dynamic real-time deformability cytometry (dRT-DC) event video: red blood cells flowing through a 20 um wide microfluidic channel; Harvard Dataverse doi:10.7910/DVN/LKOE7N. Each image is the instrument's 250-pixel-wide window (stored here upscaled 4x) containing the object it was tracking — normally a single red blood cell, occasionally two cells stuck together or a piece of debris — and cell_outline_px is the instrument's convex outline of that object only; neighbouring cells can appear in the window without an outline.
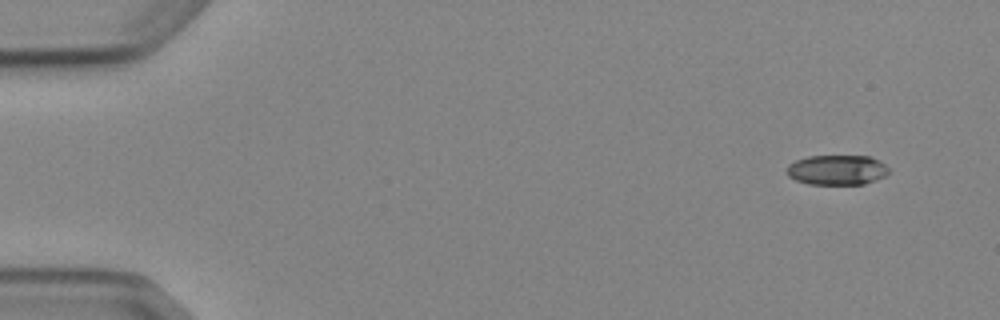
{"species": "Egyptian fruit bat (a non-hibernating species)", "species_latin": "Rousettus aegyptiacus", "temperature_condition": "cold", "stored_images_in_passage": 4, "camera_frame_rate_fps": 3000, "um_per_image_px": 0.085, "animal": {"sex": "female"}, "frame": {"image": 1, "passage_image": 1, "time_ms": 0.0, "image_size_px": [1000, 320], "cell_outline_px": [[888, 172], [884, 176], [876, 180], [864, 184], [808, 184], [796, 180], [788, 176], [784, 172], [788, 164], [796, 160], [808, 156], [872, 156], [880, 160], [888, 168]], "centroid_in_image_um": [71.12, 14.44], "position_along_channel_um": 13.9, "area_um2": 17.98}}
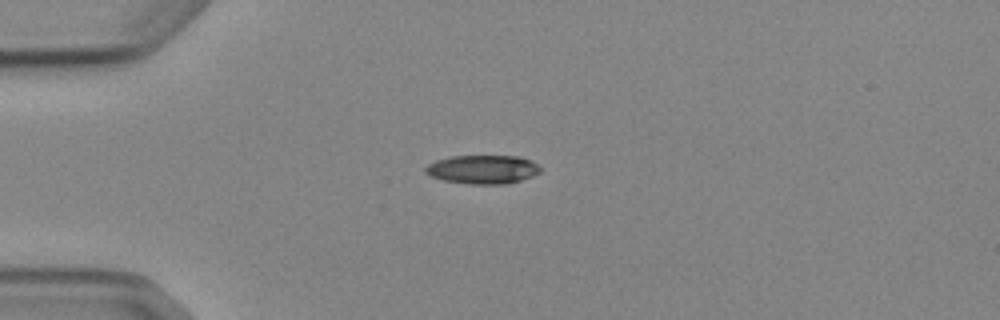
{"frame": {"image": 2, "passage_image": 4, "time_ms": 3.333, "image_size_px": [1000, 320], "cell_outline_px": [[540, 172], [532, 176], [508, 184], [472, 184], [444, 180], [432, 176], [424, 172], [424, 168], [428, 164], [436, 160], [452, 156], [520, 156], [532, 160], [540, 168]], "centroid_in_image_um": [41.04, 14.39], "position_along_channel_um": 44.0, "area_um2": 19.19}}